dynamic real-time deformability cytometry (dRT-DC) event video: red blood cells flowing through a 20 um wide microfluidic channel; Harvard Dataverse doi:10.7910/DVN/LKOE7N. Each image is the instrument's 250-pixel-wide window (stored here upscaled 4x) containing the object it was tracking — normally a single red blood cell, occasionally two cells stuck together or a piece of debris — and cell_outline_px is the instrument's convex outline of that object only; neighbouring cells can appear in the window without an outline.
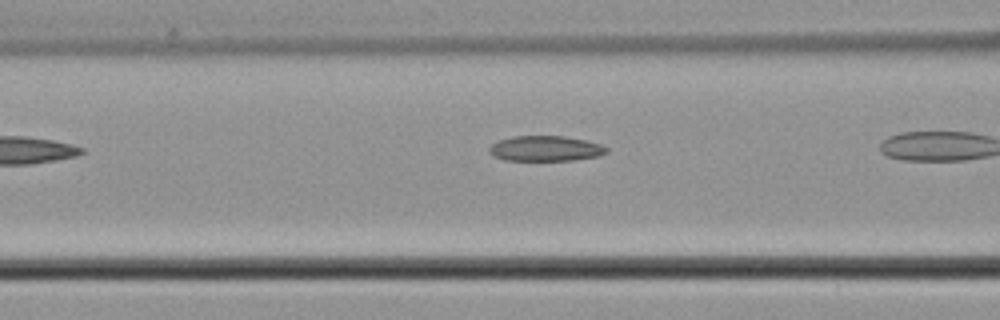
{"species": "common noctule bat (a hibernating species)", "species_latin": "Nyctalus noctula", "temperature_condition": "cold", "stored_images_in_passage": 7, "camera_frame_rate_fps": 3000, "um_per_image_px": 0.085, "animal": {"sex": "male", "body_mass_g": 21.5, "forearm_length_mm": 52.0}, "frame": {"image": 1, "passage_image": 5, "time_ms": 5.0, "image_size_px": [1000, 320], "cell_outline_px": [[608, 152], [596, 156], [572, 160], [504, 160], [492, 156], [488, 152], [488, 148], [496, 140], [512, 136], [564, 136], [584, 140], [600, 144], [608, 148]], "centroid_in_image_um": [46.29, 12.62], "position_along_channel_um": 120.3, "area_um2": 17.34}}
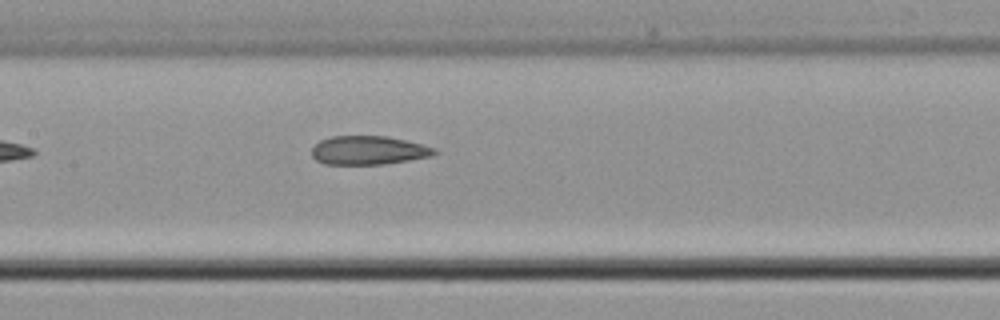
{"frame": {"image": 2, "passage_image": 7, "time_ms": 7.333, "image_size_px": [1000, 320], "cell_outline_px": [[440, 152], [432, 156], [384, 164], [324, 164], [316, 160], [312, 156], [312, 148], [320, 140], [332, 136], [388, 136], [436, 148]], "centroid_in_image_um": [31.33, 12.78], "position_along_channel_um": 176.1, "area_um2": 20.52}}